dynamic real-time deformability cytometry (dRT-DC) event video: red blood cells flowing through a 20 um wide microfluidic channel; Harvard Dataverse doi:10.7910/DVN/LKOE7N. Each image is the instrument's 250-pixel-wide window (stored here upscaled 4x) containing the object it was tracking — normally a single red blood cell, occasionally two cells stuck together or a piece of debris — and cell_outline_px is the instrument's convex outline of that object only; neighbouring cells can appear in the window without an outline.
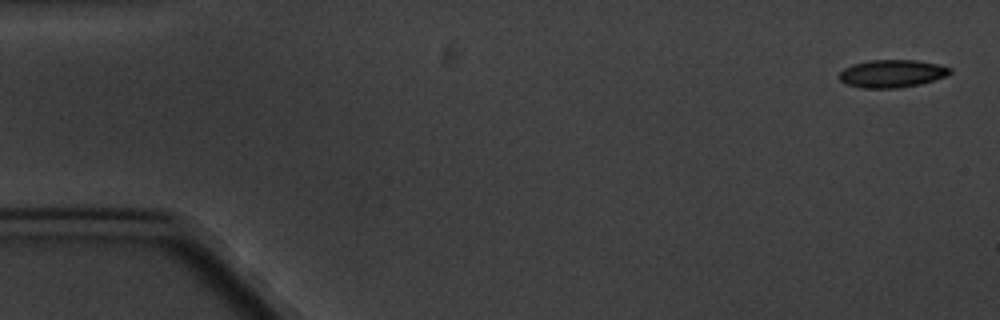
{"species": "common noctule bat (a hibernating species)", "species_latin": "Nyctalus noctula", "temperature_condition": "cold", "stored_images_in_passage": 6, "camera_frame_rate_fps": 3000, "um_per_image_px": 0.085, "animal": {"sex": "male", "body_mass_g": 20.1, "forearm_length_mm": 53.5}, "frame": {"image": 1, "passage_image": 1, "time_ms": 0.0, "image_size_px": [1000, 320], "cell_outline_px": [[952, 72], [944, 76], [920, 84], [900, 88], [860, 88], [848, 84], [840, 80], [840, 72], [844, 68], [852, 64], [868, 60], [916, 60], [940, 64], [952, 68]], "centroid_in_image_um": [75.82, 6.25], "position_along_channel_um": 9.2, "area_um2": 17.92}}
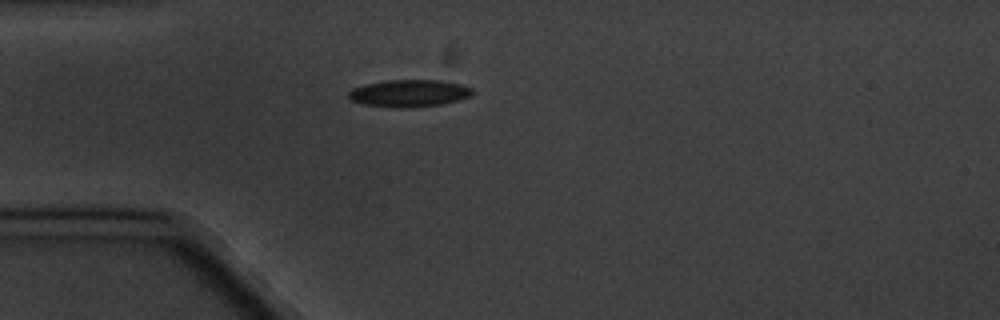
{"frame": {"image": 2, "passage_image": 5, "time_ms": 4.667, "image_size_px": [1000, 320], "cell_outline_px": [[472, 92], [468, 96], [460, 100], [440, 104], [412, 108], [396, 108], [364, 104], [352, 100], [348, 96], [348, 92], [352, 88], [364, 84], [384, 80], [440, 80], [460, 84], [472, 88]], "centroid_in_image_um": [34.74, 7.92], "position_along_channel_um": 50.3, "area_um2": 19.65}}